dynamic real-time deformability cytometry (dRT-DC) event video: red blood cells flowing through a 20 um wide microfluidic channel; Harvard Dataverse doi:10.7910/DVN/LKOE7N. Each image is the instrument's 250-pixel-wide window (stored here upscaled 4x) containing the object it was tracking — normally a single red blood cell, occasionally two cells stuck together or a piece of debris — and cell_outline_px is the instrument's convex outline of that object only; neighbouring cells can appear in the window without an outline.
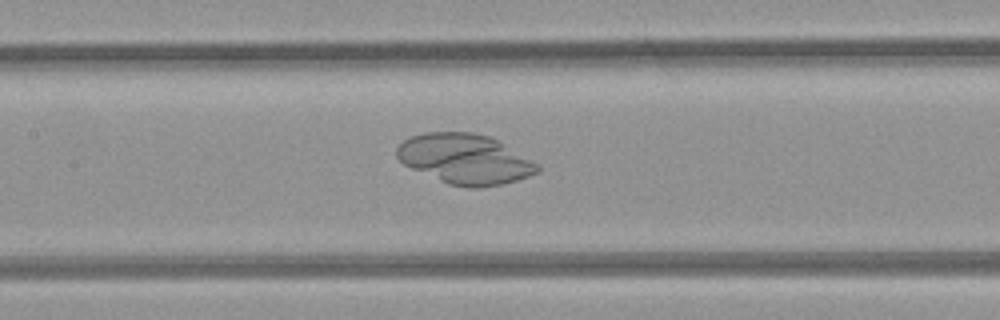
{"species": "common noctule bat (a hibernating species)", "species_latin": "Nyctalus noctula", "temperature_condition": "room temperature", "stored_images_in_passage": 51, "camera_frame_rate_fps": 3000, "um_per_image_px": 0.085, "animal": {"sex": "female", "body_mass_g": 21.9}, "frame": {"image": 1, "passage_image": 24, "time_ms": 7.667, "image_size_px": [1000, 320], "cell_outline_px": [[540, 172], [504, 184], [480, 188], [468, 188], [448, 184], [412, 168], [404, 164], [396, 156], [396, 148], [404, 140], [412, 136], [424, 132], [472, 132], [488, 136], [496, 140], [536, 164], [540, 168]], "centroid_in_image_um": [39.48, 13.53], "position_along_channel_um": 167.9, "area_um2": 40.46}}
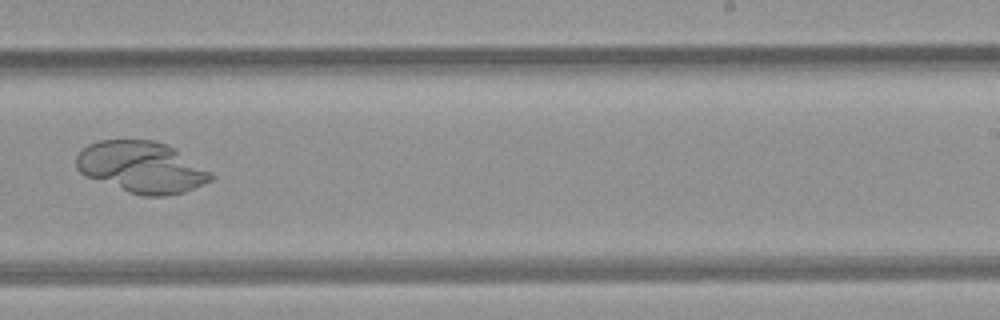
{"frame": {"image": 2, "passage_image": 32, "time_ms": 10.333, "image_size_px": [1000, 320], "cell_outline_px": [[212, 180], [184, 192], [164, 196], [140, 196], [128, 192], [84, 176], [76, 168], [76, 156], [88, 144], [100, 140], [152, 140], [168, 144], [176, 148], [212, 172]], "centroid_in_image_um": [12.03, 14.21], "position_along_channel_um": 277.0, "area_um2": 40.52}}
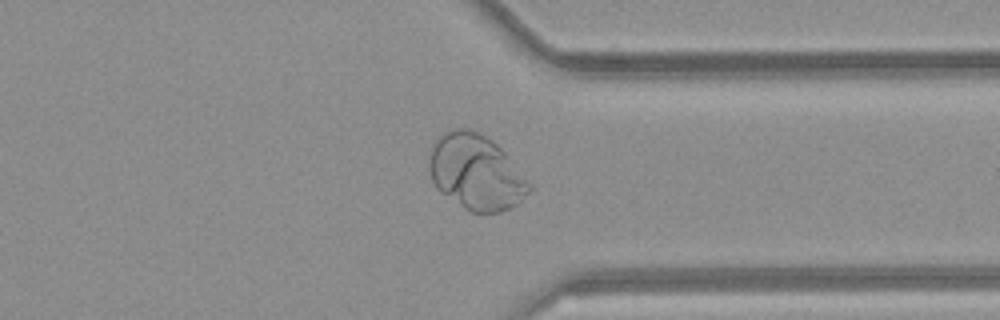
{"frame": {"image": 3, "passage_image": 39, "time_ms": 12.667, "image_size_px": [1000, 320], "cell_outline_px": [[532, 188], [516, 204], [500, 212], [472, 212], [464, 208], [440, 192], [436, 188], [432, 180], [428, 164], [432, 144], [444, 132], [456, 128], [468, 128], [480, 132], [492, 140], [504, 152], [532, 184]], "centroid_in_image_um": [40.44, 14.62], "position_along_channel_um": 371.0, "area_um2": 43.7}}